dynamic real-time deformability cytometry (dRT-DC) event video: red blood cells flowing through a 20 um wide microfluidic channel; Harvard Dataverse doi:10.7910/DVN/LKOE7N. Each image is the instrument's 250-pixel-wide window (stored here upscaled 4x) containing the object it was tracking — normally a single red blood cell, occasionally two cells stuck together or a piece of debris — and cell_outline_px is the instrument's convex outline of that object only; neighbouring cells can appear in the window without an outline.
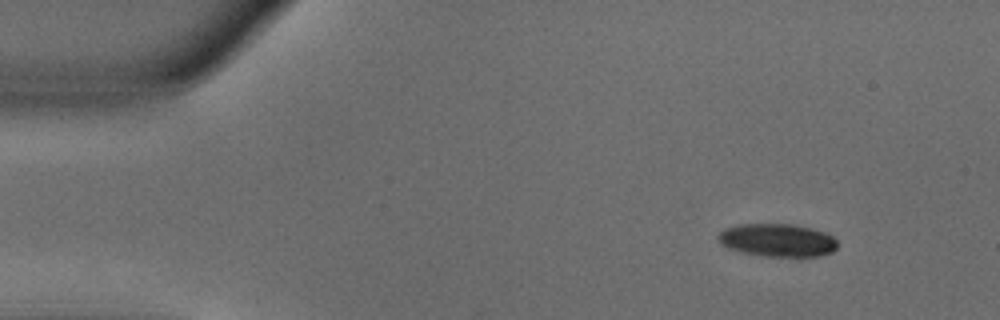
{"species": "common noctule bat (a hibernating species)", "species_latin": "Nyctalus noctula", "temperature_condition": "warm", "stored_images_in_passage": 52, "camera_frame_rate_fps": 3000, "um_per_image_px": 0.085, "animal": {"sex": "male", "body_mass_g": 18.8}, "frame": {"image": 1, "passage_image": 5, "time_ms": 1.333, "image_size_px": [1000, 320], "cell_outline_px": [[836, 248], [832, 252], [820, 256], [764, 256], [740, 252], [728, 248], [720, 244], [716, 240], [716, 236], [724, 228], [740, 224], [792, 224], [812, 228], [824, 232], [832, 236], [836, 240]], "centroid_in_image_um": [66.03, 20.41], "position_along_channel_um": 19.0, "area_um2": 23.06}}
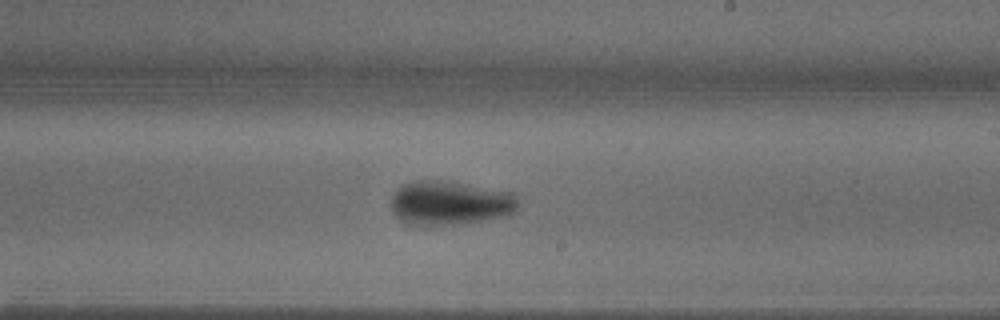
{"frame": {"image": 2, "passage_image": 30, "time_ms": 9.667, "image_size_px": [1000, 320], "cell_outline_px": [[516, 208], [512, 212], [504, 216], [484, 220], [460, 224], [408, 224], [400, 220], [392, 212], [392, 196], [404, 184], [416, 180], [436, 180], [464, 184], [512, 192], [516, 196]], "centroid_in_image_um": [38.22, 17.25], "position_along_channel_um": 250.8, "area_um2": 32.02}}
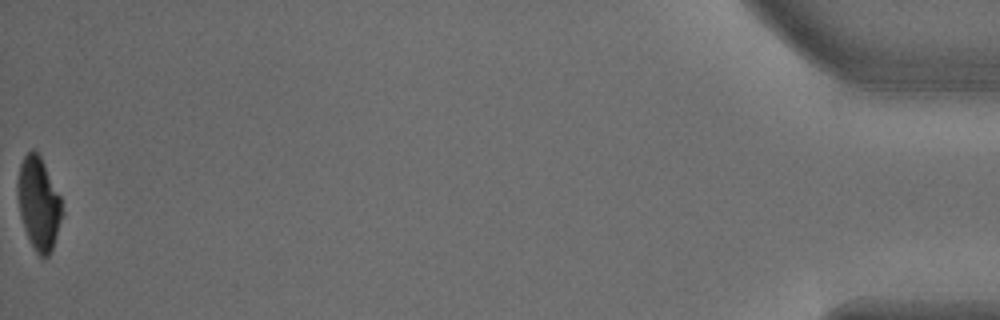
{"frame": {"image": 3, "passage_image": 52, "time_ms": 17.0, "image_size_px": [1000, 320], "cell_outline_px": [[64, 212], [52, 248], [48, 256], [44, 260], [36, 252], [24, 228], [20, 216], [16, 192], [16, 184], [20, 164], [24, 156], [32, 148], [40, 156], [60, 196]], "centroid_in_image_um": [3.27, 17.29], "position_along_channel_um": 431.9, "area_um2": 24.04}, "authors_computed_cell_mechanics": {"area_um2": 28.1775, "velocity_mm_per_s": 3.8326, "shape_relaxation_time_tau1_ms": 4.9194, "shape_relaxation_time_tau2_ms": null, "deformation_change_tau1": 0.18, "deformation_change_tau2": null}}